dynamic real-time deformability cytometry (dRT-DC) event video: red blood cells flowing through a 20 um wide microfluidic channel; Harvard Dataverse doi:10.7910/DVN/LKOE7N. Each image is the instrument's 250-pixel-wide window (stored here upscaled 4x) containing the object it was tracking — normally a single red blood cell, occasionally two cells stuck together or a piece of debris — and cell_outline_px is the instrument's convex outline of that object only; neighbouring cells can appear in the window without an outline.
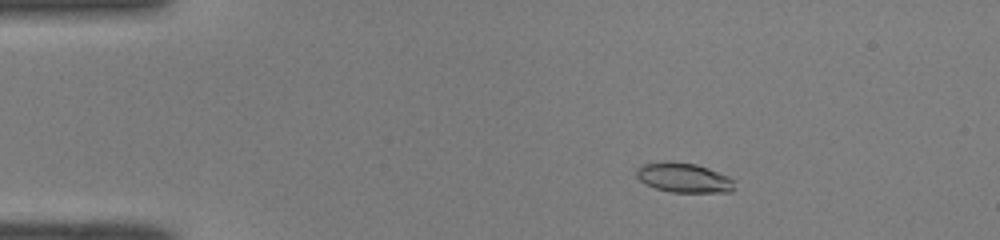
{"species": "common noctule bat (a hibernating species)", "species_latin": "Nyctalus noctula", "temperature_condition": "room temperature", "stored_images_in_passage": 50, "camera_frame_rate_fps": 3000, "um_per_image_px": 0.085, "animal": {"sex": "male", "body_mass_g": 19.0, "forearm_length_mm": 50.8}, "frame": {"image": 1, "passage_image": 8, "time_ms": 2.333, "image_size_px": [1000, 240], "cell_outline_px": [[736, 188], [732, 192], [672, 192], [656, 188], [640, 180], [636, 176], [636, 168], [644, 164], [668, 160], [696, 164], [708, 168], [728, 176], [732, 180]], "centroid_in_image_um": [58.13, 15.09], "position_along_channel_um": 26.9, "area_um2": 16.94}}
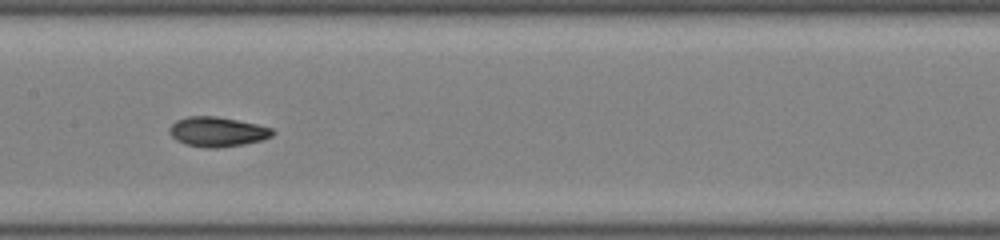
{"frame": {"image": 2, "passage_image": 25, "time_ms": 8.0, "image_size_px": [1000, 240], "cell_outline_px": [[276, 132], [272, 136], [260, 140], [244, 144], [216, 148], [204, 148], [184, 144], [176, 140], [168, 132], [168, 128], [176, 120], [188, 116], [216, 116], [256, 124], [272, 128]], "centroid_in_image_um": [18.44, 11.2], "position_along_channel_um": 189.0, "area_um2": 17.92}}
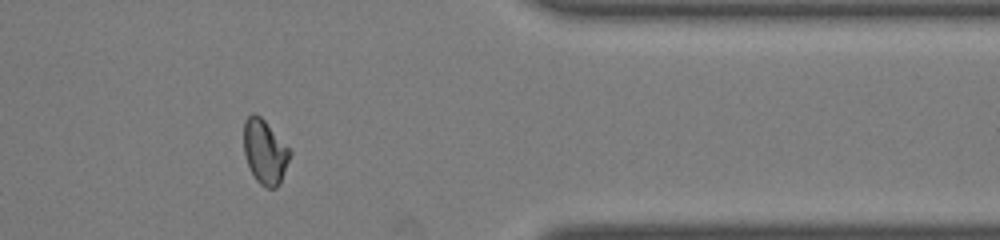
{"frame": {"image": 3, "passage_image": 41, "time_ms": 13.333, "image_size_px": [1000, 240], "cell_outline_px": [[292, 152], [280, 184], [276, 188], [268, 188], [260, 184], [256, 180], [248, 164], [244, 152], [244, 120], [252, 112], [256, 112], [264, 120]], "centroid_in_image_um": [22.51, 12.9], "position_along_channel_um": 388.9, "area_um2": 17.17}, "authors_computed_cell_mechanics": {"area_um2": 17.2533, "velocity_mm_per_s": 4.0649, "shape_relaxation_time_tau1_ms": 8.9868, "shape_relaxation_time_tau2_ms": 2.4979, "deformation_change_tau1": 0.2176, "deformation_change_tau2": 0.065}}